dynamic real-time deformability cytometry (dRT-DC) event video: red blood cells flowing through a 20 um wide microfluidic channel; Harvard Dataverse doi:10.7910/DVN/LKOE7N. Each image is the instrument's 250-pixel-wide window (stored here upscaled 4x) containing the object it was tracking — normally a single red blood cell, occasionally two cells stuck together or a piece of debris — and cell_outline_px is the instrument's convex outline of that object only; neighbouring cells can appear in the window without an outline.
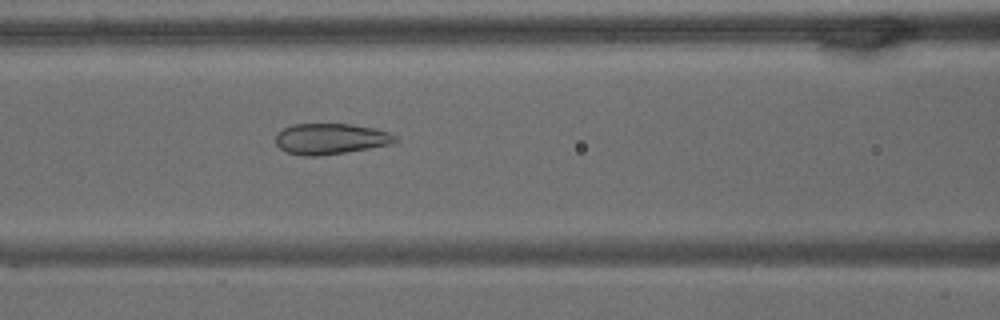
{"species": "common noctule bat (a hibernating species)", "species_latin": "Nyctalus noctula", "temperature_condition": "warm", "stored_images_in_passage": 65, "camera_frame_rate_fps": 3000, "um_per_image_px": 0.085, "animal": {"sex": "male", "body_mass_g": 15.6}, "frame": {"image": 1, "passage_image": 27, "time_ms": 8.667, "image_size_px": [1000, 320], "cell_outline_px": [[400, 140], [392, 144], [320, 156], [304, 156], [288, 152], [280, 148], [276, 144], [276, 136], [284, 128], [292, 124], [352, 124], [372, 128], [388, 132], [396, 136]], "centroid_in_image_um": [28.11, 11.8], "position_along_channel_um": 138.5, "area_um2": 21.33}}
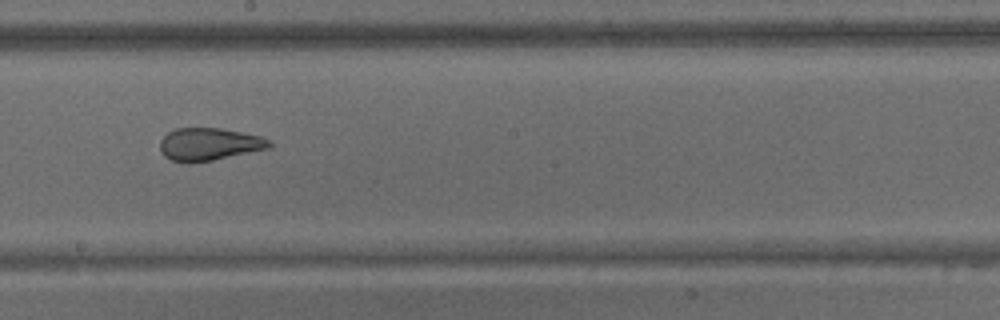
{"frame": {"image": 2, "passage_image": 36, "time_ms": 11.667, "image_size_px": [1000, 320], "cell_outline_px": [[272, 148], [212, 160], [188, 164], [172, 160], [164, 156], [160, 152], [160, 140], [168, 132], [176, 128], [220, 128], [260, 136], [272, 140]], "centroid_in_image_um": [17.78, 12.27], "position_along_channel_um": 230.4, "area_um2": 20.98}}
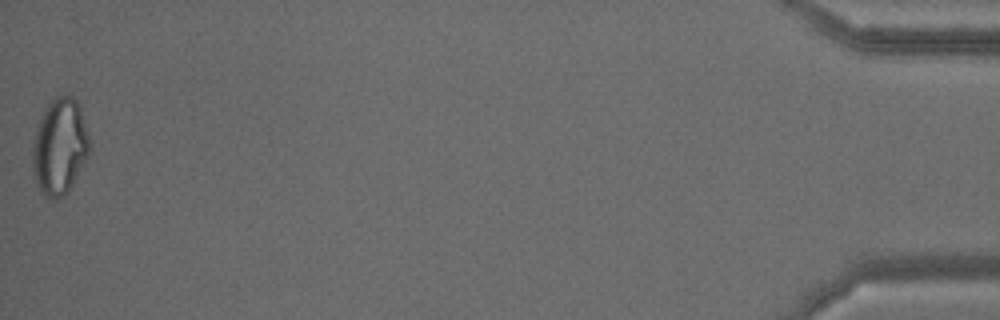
{"frame": {"image": 3, "passage_image": 65, "time_ms": 21.333, "image_size_px": [1000, 320], "cell_outline_px": [[92, 148], [88, 156], [68, 192], [56, 200], [48, 200], [40, 192], [32, 168], [32, 140], [36, 128], [44, 108], [56, 96], [68, 92], [76, 100], [80, 108], [92, 140]], "centroid_in_image_um": [5.09, 12.45], "position_along_channel_um": 430.1, "area_um2": 32.83}, "authors_computed_cell_mechanics": {"area_um2": 26.877, "velocity_mm_per_s": 3.0754, "shape_relaxation_time_tau1_ms": null, "shape_relaxation_time_tau2_ms": 1.4983, "deformation_change_tau1": null, "deformation_change_tau2": 0.0862}}